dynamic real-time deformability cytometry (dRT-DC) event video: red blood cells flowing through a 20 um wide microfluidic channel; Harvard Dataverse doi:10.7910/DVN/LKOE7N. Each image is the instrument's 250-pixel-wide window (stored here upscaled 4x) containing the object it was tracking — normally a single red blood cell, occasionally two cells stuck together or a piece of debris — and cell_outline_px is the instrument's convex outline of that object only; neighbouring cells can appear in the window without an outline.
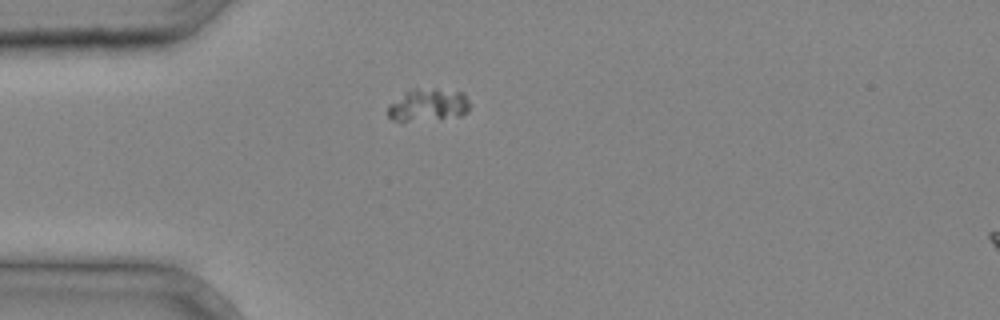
{"species": "common noctule bat (a hibernating species)", "species_latin": "Nyctalus noctula", "temperature_condition": "cold", "stored_images_in_passage": 4, "camera_frame_rate_fps": 3000, "um_per_image_px": 0.085, "animal": {"sex": "male", "body_mass_g": 20.4}, "frame": {"image": 1, "passage_image": 3, "time_ms": 0.667, "image_size_px": [1000, 320], "cell_outline_px": [[472, 104], [468, 112], [460, 116], [408, 120], [392, 120], [388, 116], [388, 108], [392, 104], [408, 92], [416, 88], [436, 88], [464, 92]], "centroid_in_image_um": [36.52, 8.89], "position_along_channel_um": 48.5, "area_um2": 15.14}}